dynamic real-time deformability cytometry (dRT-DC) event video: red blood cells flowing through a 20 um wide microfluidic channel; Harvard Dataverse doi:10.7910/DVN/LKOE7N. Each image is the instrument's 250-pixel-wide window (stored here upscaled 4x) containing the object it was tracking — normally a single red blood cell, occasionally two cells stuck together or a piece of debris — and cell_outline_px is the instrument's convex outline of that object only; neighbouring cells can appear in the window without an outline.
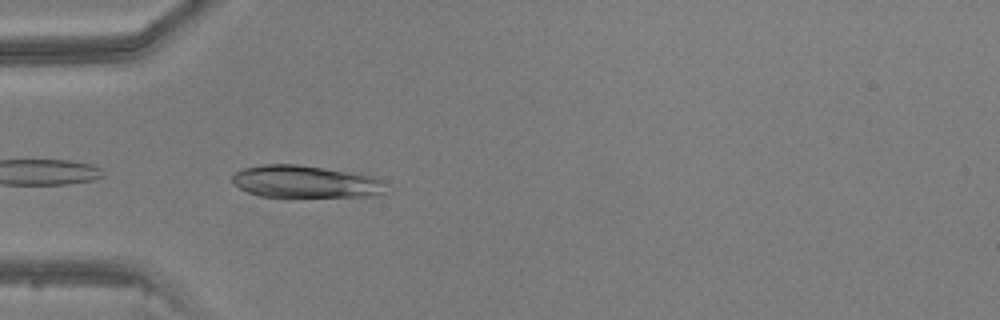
{"species": "common noctule bat (a hibernating species)", "species_latin": "Nyctalus noctula", "temperature_condition": "warm", "stored_images_in_passage": 12, "camera_frame_rate_fps": 3000, "um_per_image_px": 0.085, "animal": {"sex": "male", "body_mass_g": 20.5, "forearm_length_mm": 52.5}, "frame": {"image": 1, "passage_image": 3, "time_ms": 0.667, "image_size_px": [1000, 320], "cell_outline_px": [[384, 192], [372, 196], [292, 200], [284, 200], [260, 196], [248, 192], [240, 188], [232, 180], [232, 176], [236, 172], [244, 168], [264, 164], [296, 164], [376, 176], [384, 180]], "centroid_in_image_um": [25.97, 15.51], "position_along_channel_um": 59.0, "area_um2": 30.29}}
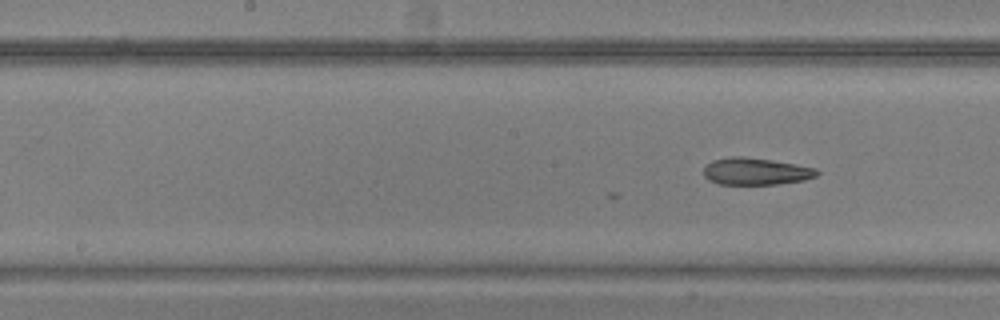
{"frame": {"image": 2, "passage_image": 10, "time_ms": 3.0, "image_size_px": [1000, 320], "cell_outline_px": [[820, 172], [816, 176], [804, 180], [776, 184], [720, 184], [708, 180], [704, 176], [704, 168], [712, 160], [732, 156], [744, 156], [772, 160], [796, 164], [816, 168]], "centroid_in_image_um": [64.24, 14.56], "position_along_channel_um": 184.0, "area_um2": 17.86}}